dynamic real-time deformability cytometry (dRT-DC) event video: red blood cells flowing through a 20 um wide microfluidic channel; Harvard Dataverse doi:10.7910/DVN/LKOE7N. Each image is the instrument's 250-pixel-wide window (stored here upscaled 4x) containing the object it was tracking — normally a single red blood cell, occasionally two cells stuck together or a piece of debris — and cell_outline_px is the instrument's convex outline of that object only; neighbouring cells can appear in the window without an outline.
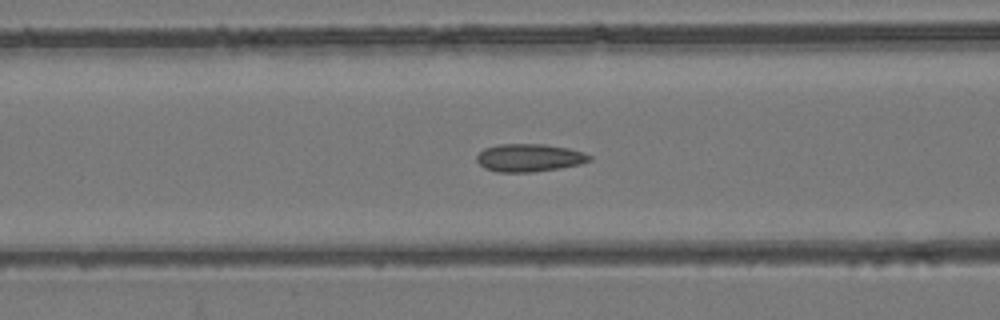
{"species": "common noctule bat (a hibernating species)", "species_latin": "Nyctalus noctula", "temperature_condition": "room temperature", "stored_images_in_passage": 53, "camera_frame_rate_fps": 3000, "um_per_image_px": 0.085, "animal": {"sex": "female", "body_mass_g": 24.6, "forearm_length_mm": 56.2}, "frame": {"image": 1, "passage_image": 22, "time_ms": 7.0, "image_size_px": [1000, 320], "cell_outline_px": [[592, 160], [580, 164], [560, 168], [532, 172], [496, 172], [484, 168], [476, 160], [476, 156], [484, 148], [500, 144], [544, 144], [568, 148], [584, 152], [592, 156]], "centroid_in_image_um": [44.99, 13.41], "position_along_channel_um": 121.6, "area_um2": 18.38}}
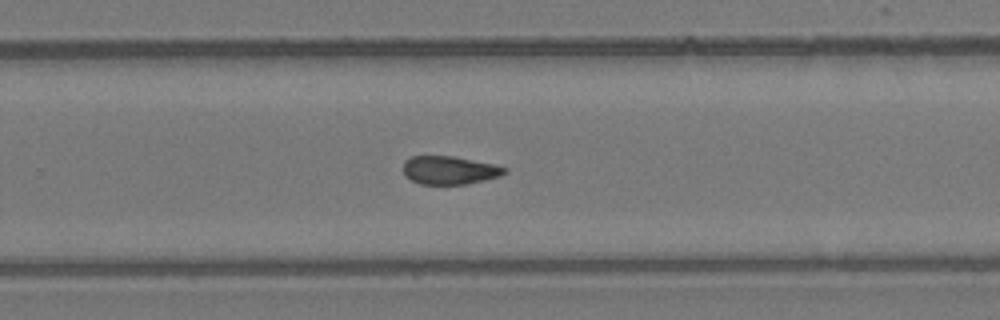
{"frame": {"image": 2, "passage_image": 35, "time_ms": 11.333, "image_size_px": [1000, 320], "cell_outline_px": [[508, 172], [500, 176], [468, 184], [420, 184], [404, 176], [404, 160], [412, 156], [452, 156], [496, 164], [508, 168]], "centroid_in_image_um": [38.24, 14.46], "position_along_channel_um": 291.6, "area_um2": 16.82}}
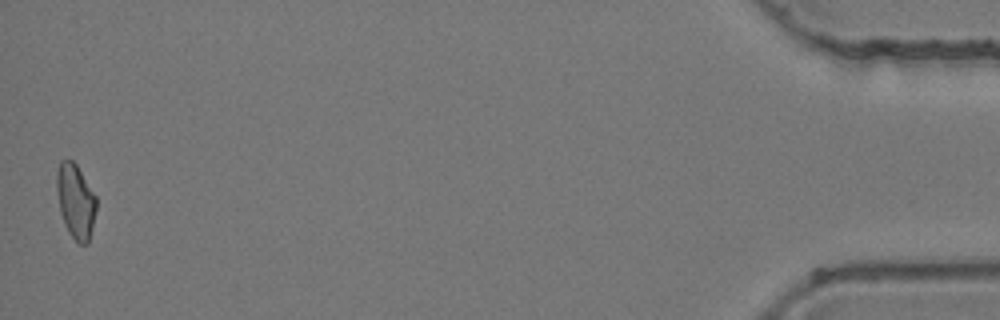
{"frame": {"image": 3, "passage_image": 53, "time_ms": 17.333, "image_size_px": [1000, 320], "cell_outline_px": [[96, 208], [92, 228], [88, 244], [80, 244], [68, 232], [64, 224], [60, 212], [56, 188], [56, 172], [60, 160], [72, 160], [76, 164], [96, 196]], "centroid_in_image_um": [6.41, 17.09], "position_along_channel_um": 428.8, "area_um2": 17.17}, "authors_computed_cell_mechanics": {"area_um2": 17.7446, "velocity_mm_per_s": 3.9316, "shape_relaxation_time_tau1_ms": null, "shape_relaxation_time_tau2_ms": 2.0278, "deformation_change_tau1": null, "deformation_change_tau2": 0.0715}}